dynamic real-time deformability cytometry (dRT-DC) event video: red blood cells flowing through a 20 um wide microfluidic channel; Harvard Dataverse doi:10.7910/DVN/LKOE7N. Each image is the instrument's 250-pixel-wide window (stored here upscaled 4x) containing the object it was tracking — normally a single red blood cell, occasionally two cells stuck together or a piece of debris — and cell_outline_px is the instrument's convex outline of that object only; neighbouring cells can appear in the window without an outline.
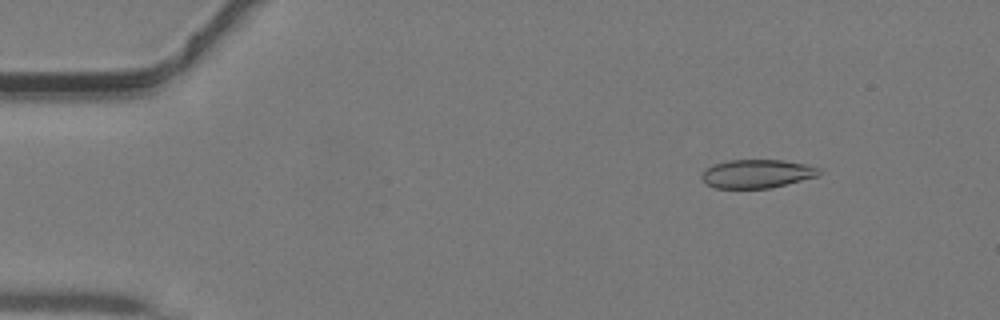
{"species": "common noctule bat (a hibernating species)", "species_latin": "Nyctalus noctula", "temperature_condition": "warm", "stored_images_in_passage": 10, "camera_frame_rate_fps": 3000, "um_per_image_px": 0.085, "animal": {"sex": "male", "body_mass_g": 19.2, "forearm_length_mm": 51.8}, "frame": {"image": 1, "passage_image": 6, "time_ms": 1.667, "image_size_px": [1000, 320], "cell_outline_px": [[820, 176], [772, 188], [716, 188], [708, 184], [700, 176], [712, 164], [728, 160], [784, 160], [808, 164], [820, 168]], "centroid_in_image_um": [64.41, 14.76], "position_along_channel_um": 20.6, "area_um2": 19.65}}